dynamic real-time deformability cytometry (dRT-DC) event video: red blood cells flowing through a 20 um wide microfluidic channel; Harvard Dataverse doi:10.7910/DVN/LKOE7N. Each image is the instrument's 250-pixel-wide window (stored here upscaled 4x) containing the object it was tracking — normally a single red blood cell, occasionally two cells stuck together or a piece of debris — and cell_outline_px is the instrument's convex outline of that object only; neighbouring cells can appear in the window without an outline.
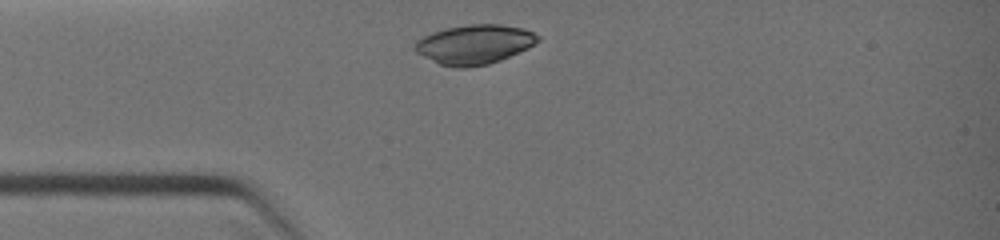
{"species": "common noctule bat (a hibernating species)", "species_latin": "Nyctalus noctula", "temperature_condition": "warm", "stored_images_in_passage": 4, "camera_frame_rate_fps": 3000, "um_per_image_px": 0.085, "animal": {"sex": "female", "body_mass_g": 19.0, "forearm_length_mm": 51.5}, "frame": {"image": 1, "passage_image": 1, "time_ms": 0.0, "image_size_px": [1000, 240], "cell_outline_px": [[540, 40], [528, 48], [500, 60], [488, 64], [468, 68], [456, 68], [440, 64], [416, 52], [412, 48], [416, 40], [432, 32], [448, 28], [468, 24], [500, 24], [520, 28], [532, 32], [540, 36]], "centroid_in_image_um": [40.31, 3.78], "position_along_channel_um": 44.7, "area_um2": 28.15}}
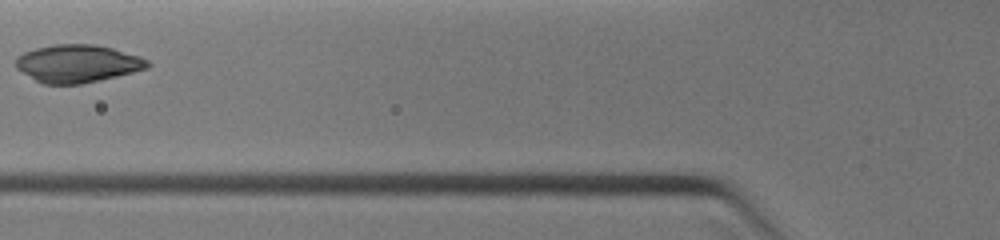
{"frame": {"image": 2, "passage_image": 3, "time_ms": 1.667, "image_size_px": [1000, 240], "cell_outline_px": [[152, 64], [148, 68], [116, 76], [80, 84], [44, 84], [36, 80], [16, 68], [16, 56], [24, 52], [36, 48], [56, 44], [92, 44], [112, 48], [140, 56], [148, 60]], "centroid_in_image_um": [6.59, 5.4], "position_along_channel_um": 119.2, "area_um2": 28.78}}
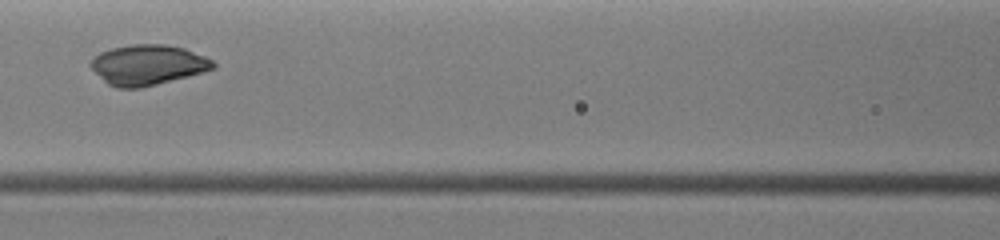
{"frame": {"image": 3, "passage_image": 4, "time_ms": 2.333, "image_size_px": [1000, 240], "cell_outline_px": [[216, 68], [204, 72], [140, 88], [116, 88], [108, 84], [92, 68], [92, 60], [100, 52], [112, 48], [132, 44], [164, 44], [184, 48], [204, 56], [212, 60], [216, 64]], "centroid_in_image_um": [12.59, 5.51], "position_along_channel_um": 154.0, "area_um2": 28.38}}